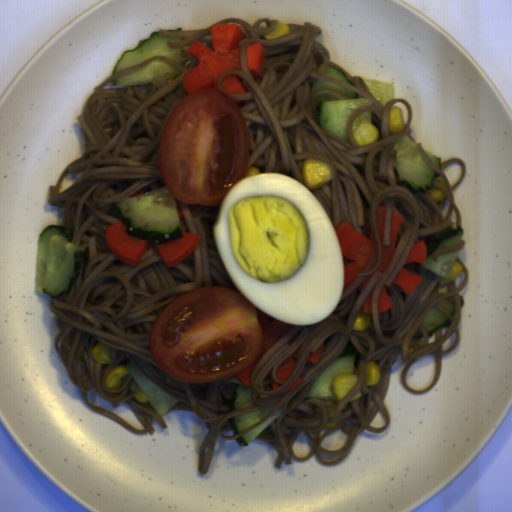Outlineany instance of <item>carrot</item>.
Listing matches in <instances>:
<instances>
[{
	"label": "carrot",
	"mask_w": 512,
	"mask_h": 512,
	"mask_svg": "<svg viewBox=\"0 0 512 512\" xmlns=\"http://www.w3.org/2000/svg\"><path fill=\"white\" fill-rule=\"evenodd\" d=\"M211 48L195 40L186 48L198 64L183 74L186 95L202 89H217L219 78L227 71L241 70L239 43L245 33L237 24L216 23L209 28Z\"/></svg>",
	"instance_id": "carrot-1"
},
{
	"label": "carrot",
	"mask_w": 512,
	"mask_h": 512,
	"mask_svg": "<svg viewBox=\"0 0 512 512\" xmlns=\"http://www.w3.org/2000/svg\"><path fill=\"white\" fill-rule=\"evenodd\" d=\"M335 233L341 245L343 256L351 262L344 266V289L364 272L368 266L375 248L376 238L370 224L369 237L363 236L350 223L343 220L336 225Z\"/></svg>",
	"instance_id": "carrot-2"
},
{
	"label": "carrot",
	"mask_w": 512,
	"mask_h": 512,
	"mask_svg": "<svg viewBox=\"0 0 512 512\" xmlns=\"http://www.w3.org/2000/svg\"><path fill=\"white\" fill-rule=\"evenodd\" d=\"M103 242L116 258L134 266L139 263L149 244L148 240L130 235L127 224L121 219L112 225H106Z\"/></svg>",
	"instance_id": "carrot-3"
},
{
	"label": "carrot",
	"mask_w": 512,
	"mask_h": 512,
	"mask_svg": "<svg viewBox=\"0 0 512 512\" xmlns=\"http://www.w3.org/2000/svg\"><path fill=\"white\" fill-rule=\"evenodd\" d=\"M385 215H386V207L384 205H378L376 208L375 219L377 224V230L380 237L381 244V260L375 271H373L369 276L364 278L361 283L362 289L364 286L370 281L371 277L378 271L379 273H383L388 268L389 264L393 260L396 251H397V238L399 227L402 223L403 216L398 212L397 209H391L390 215V245H384V226H385Z\"/></svg>",
	"instance_id": "carrot-4"
},
{
	"label": "carrot",
	"mask_w": 512,
	"mask_h": 512,
	"mask_svg": "<svg viewBox=\"0 0 512 512\" xmlns=\"http://www.w3.org/2000/svg\"><path fill=\"white\" fill-rule=\"evenodd\" d=\"M182 237L169 241L167 243H155L165 267L178 265L196 248L200 241V236L193 233L181 231Z\"/></svg>",
	"instance_id": "carrot-5"
},
{
	"label": "carrot",
	"mask_w": 512,
	"mask_h": 512,
	"mask_svg": "<svg viewBox=\"0 0 512 512\" xmlns=\"http://www.w3.org/2000/svg\"><path fill=\"white\" fill-rule=\"evenodd\" d=\"M245 62L251 76L258 78L263 76L265 48L262 43L254 42L245 46Z\"/></svg>",
	"instance_id": "carrot-6"
},
{
	"label": "carrot",
	"mask_w": 512,
	"mask_h": 512,
	"mask_svg": "<svg viewBox=\"0 0 512 512\" xmlns=\"http://www.w3.org/2000/svg\"><path fill=\"white\" fill-rule=\"evenodd\" d=\"M422 276L419 274H412L406 269H400L394 276L391 283H395L400 286L405 294L412 293L415 288L421 284Z\"/></svg>",
	"instance_id": "carrot-7"
},
{
	"label": "carrot",
	"mask_w": 512,
	"mask_h": 512,
	"mask_svg": "<svg viewBox=\"0 0 512 512\" xmlns=\"http://www.w3.org/2000/svg\"><path fill=\"white\" fill-rule=\"evenodd\" d=\"M300 354L299 348H297L294 352H292L283 363L277 367L275 372V378L277 381L287 380L294 371L296 361L294 359L298 358Z\"/></svg>",
	"instance_id": "carrot-8"
},
{
	"label": "carrot",
	"mask_w": 512,
	"mask_h": 512,
	"mask_svg": "<svg viewBox=\"0 0 512 512\" xmlns=\"http://www.w3.org/2000/svg\"><path fill=\"white\" fill-rule=\"evenodd\" d=\"M238 75L234 73H230L224 76L223 80L220 83V87L223 91L232 94H243L246 93V90L243 84L238 79Z\"/></svg>",
	"instance_id": "carrot-9"
},
{
	"label": "carrot",
	"mask_w": 512,
	"mask_h": 512,
	"mask_svg": "<svg viewBox=\"0 0 512 512\" xmlns=\"http://www.w3.org/2000/svg\"><path fill=\"white\" fill-rule=\"evenodd\" d=\"M427 257V245L422 241H418L417 243H413V247L411 248L405 264L409 263H421L424 264Z\"/></svg>",
	"instance_id": "carrot-10"
},
{
	"label": "carrot",
	"mask_w": 512,
	"mask_h": 512,
	"mask_svg": "<svg viewBox=\"0 0 512 512\" xmlns=\"http://www.w3.org/2000/svg\"><path fill=\"white\" fill-rule=\"evenodd\" d=\"M389 308H393V303L387 294L386 286L383 284L377 297L378 314L388 310Z\"/></svg>",
	"instance_id": "carrot-11"
},
{
	"label": "carrot",
	"mask_w": 512,
	"mask_h": 512,
	"mask_svg": "<svg viewBox=\"0 0 512 512\" xmlns=\"http://www.w3.org/2000/svg\"><path fill=\"white\" fill-rule=\"evenodd\" d=\"M258 360L259 359L257 358L249 366H247L245 369H243L242 371L235 375L241 385L249 386L250 388L252 387L251 376Z\"/></svg>",
	"instance_id": "carrot-12"
},
{
	"label": "carrot",
	"mask_w": 512,
	"mask_h": 512,
	"mask_svg": "<svg viewBox=\"0 0 512 512\" xmlns=\"http://www.w3.org/2000/svg\"><path fill=\"white\" fill-rule=\"evenodd\" d=\"M377 285V282L371 287L369 294L366 296L365 301L362 305V311L366 314H372V294Z\"/></svg>",
	"instance_id": "carrot-13"
},
{
	"label": "carrot",
	"mask_w": 512,
	"mask_h": 512,
	"mask_svg": "<svg viewBox=\"0 0 512 512\" xmlns=\"http://www.w3.org/2000/svg\"><path fill=\"white\" fill-rule=\"evenodd\" d=\"M323 346H324V343L322 341L321 345L316 349L315 352H310L307 360L311 361L313 364H316L318 363L319 361V358H320V355H321V352L323 350Z\"/></svg>",
	"instance_id": "carrot-14"
},
{
	"label": "carrot",
	"mask_w": 512,
	"mask_h": 512,
	"mask_svg": "<svg viewBox=\"0 0 512 512\" xmlns=\"http://www.w3.org/2000/svg\"><path fill=\"white\" fill-rule=\"evenodd\" d=\"M304 380L303 377H301L300 375L287 387L285 388L280 394H284L286 392H289L293 389H295L300 383H302ZM279 394V395H280Z\"/></svg>",
	"instance_id": "carrot-15"
},
{
	"label": "carrot",
	"mask_w": 512,
	"mask_h": 512,
	"mask_svg": "<svg viewBox=\"0 0 512 512\" xmlns=\"http://www.w3.org/2000/svg\"><path fill=\"white\" fill-rule=\"evenodd\" d=\"M270 378H271V384H272V389H279L281 387L282 384H277L275 381H274V378L272 376V368L269 370L268 372Z\"/></svg>",
	"instance_id": "carrot-16"
},
{
	"label": "carrot",
	"mask_w": 512,
	"mask_h": 512,
	"mask_svg": "<svg viewBox=\"0 0 512 512\" xmlns=\"http://www.w3.org/2000/svg\"><path fill=\"white\" fill-rule=\"evenodd\" d=\"M186 204H187V206H188V208H189L190 212H191V211H193V210H195V209H197V207H198V205H199V204H197V203H186Z\"/></svg>",
	"instance_id": "carrot-17"
},
{
	"label": "carrot",
	"mask_w": 512,
	"mask_h": 512,
	"mask_svg": "<svg viewBox=\"0 0 512 512\" xmlns=\"http://www.w3.org/2000/svg\"><path fill=\"white\" fill-rule=\"evenodd\" d=\"M176 208H177L178 220H182L183 212H182V210H181L179 205H176Z\"/></svg>",
	"instance_id": "carrot-18"
},
{
	"label": "carrot",
	"mask_w": 512,
	"mask_h": 512,
	"mask_svg": "<svg viewBox=\"0 0 512 512\" xmlns=\"http://www.w3.org/2000/svg\"><path fill=\"white\" fill-rule=\"evenodd\" d=\"M379 252H380V250H377L376 255H375V258H374V260H373V262H372V266H371L370 270H371L372 268H374V266H375V264H376V262H377V260H378Z\"/></svg>",
	"instance_id": "carrot-19"
},
{
	"label": "carrot",
	"mask_w": 512,
	"mask_h": 512,
	"mask_svg": "<svg viewBox=\"0 0 512 512\" xmlns=\"http://www.w3.org/2000/svg\"><path fill=\"white\" fill-rule=\"evenodd\" d=\"M140 194H144V191H141V190H140V191H138V192H135V193H134V194H132L131 196L140 195ZM131 196H130V197H131Z\"/></svg>",
	"instance_id": "carrot-20"
}]
</instances>
